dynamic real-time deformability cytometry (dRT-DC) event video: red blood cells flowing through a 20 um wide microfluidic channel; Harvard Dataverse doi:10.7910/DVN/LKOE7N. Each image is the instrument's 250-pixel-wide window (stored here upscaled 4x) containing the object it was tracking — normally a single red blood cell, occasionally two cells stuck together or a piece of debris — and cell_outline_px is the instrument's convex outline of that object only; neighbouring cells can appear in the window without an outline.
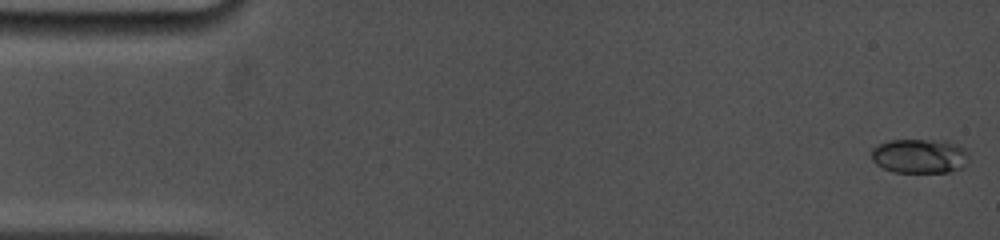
{"species": "common noctule bat (a hibernating species)", "species_latin": "Nyctalus noctula", "temperature_condition": "cold", "stored_images_in_passage": 28, "camera_frame_rate_fps": 5000, "um_per_image_px": 0.085, "animal": {"sex": "female", "body_mass_g": 19.0, "forearm_length_mm": 53.3}, "frame": {"image": 1, "passage_image": 1, "time_ms": 0.0, "image_size_px": [1000, 240], "cell_outline_px": [[968, 156], [964, 168], [948, 172], [896, 172], [884, 168], [876, 164], [872, 160], [872, 148], [876, 144], [888, 140], [944, 140], [956, 144], [964, 148], [968, 152]], "centroid_in_image_um": [78.17, 13.25], "position_along_channel_um": 6.8, "area_um2": 19.71}}
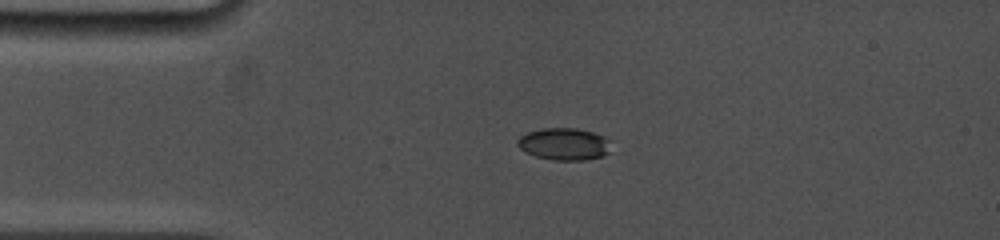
{"frame": {"image": 2, "passage_image": 17, "time_ms": 3.4, "image_size_px": [1000, 240], "cell_outline_px": [[608, 152], [604, 156], [584, 160], [552, 160], [536, 156], [524, 152], [516, 144], [516, 140], [520, 136], [528, 132], [544, 128], [576, 128], [592, 132], [604, 136], [608, 140]], "centroid_in_image_um": [47.91, 12.24], "position_along_channel_um": 37.1, "area_um2": 17.46}}